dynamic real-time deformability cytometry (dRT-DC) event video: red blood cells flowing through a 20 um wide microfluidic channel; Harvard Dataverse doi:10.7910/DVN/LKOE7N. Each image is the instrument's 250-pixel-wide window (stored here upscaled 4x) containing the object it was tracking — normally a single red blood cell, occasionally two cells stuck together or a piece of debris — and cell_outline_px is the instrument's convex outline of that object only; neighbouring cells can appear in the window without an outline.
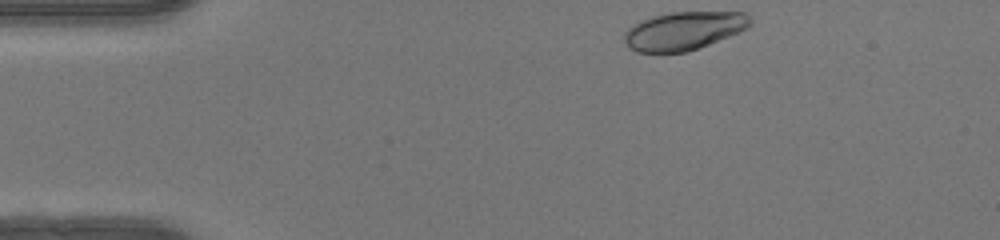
{"species": "human", "species_latin": "Homo sapiens", "temperature_condition": "warm", "stored_images_in_passage": 37, "camera_frame_rate_fps": 3000, "um_per_image_px": 0.085, "donor": {"sex": "female"}, "frame": {"image": 1, "passage_image": 1, "time_ms": 0.0, "image_size_px": [1000, 240], "cell_outline_px": [[752, 24], [748, 28], [740, 32], [688, 52], [636, 52], [628, 48], [624, 44], [624, 32], [632, 24], [640, 20], [652, 16], [668, 12], [744, 12], [752, 20]], "centroid_in_image_um": [58.09, 2.61], "position_along_channel_um": 26.9, "area_um2": 28.44}}
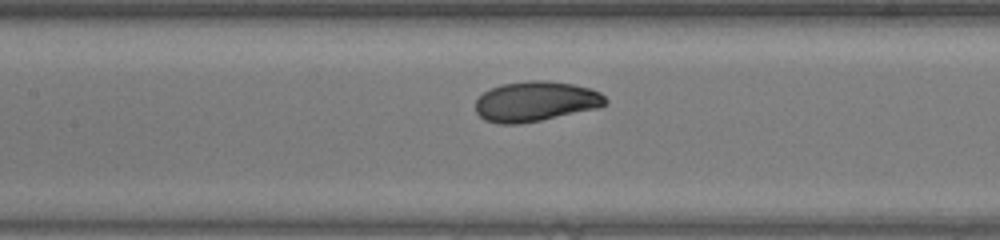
{"frame": {"image": 2, "passage_image": 16, "time_ms": 5.0, "image_size_px": [1000, 240], "cell_outline_px": [[608, 104], [600, 108], [520, 124], [500, 124], [484, 120], [476, 112], [476, 100], [484, 92], [500, 84], [532, 80], [544, 80], [572, 84], [592, 88], [600, 92], [608, 100]], "centroid_in_image_um": [45.56, 8.62], "position_along_channel_um": 161.8, "area_um2": 30.52}}
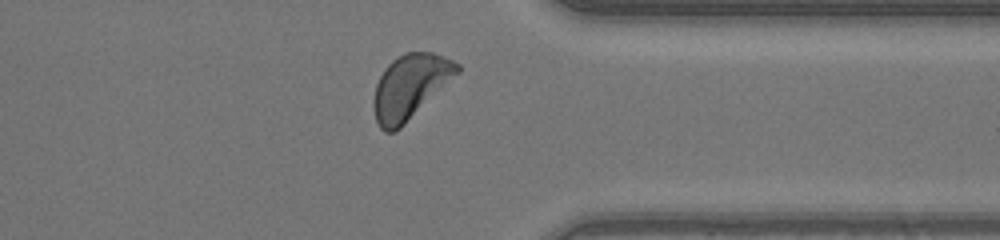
{"frame": {"image": 3, "passage_image": 32, "time_ms": 10.333, "image_size_px": [1000, 240], "cell_outline_px": [[460, 72], [400, 128], [392, 132], [384, 132], [380, 128], [376, 120], [372, 108], [372, 100], [376, 84], [384, 68], [392, 60], [404, 52], [432, 52], [452, 60], [460, 64]], "centroid_in_image_um": [34.83, 7.36], "position_along_channel_um": 376.6, "area_um2": 31.33}, "authors_computed_cell_mechanics": {"area_um2": 29.9404, "velocity_mm_per_s": 4.126, "shape_relaxation_time_tau1_ms": 2.8617, "shape_relaxation_time_tau2_ms": null, "deformation_change_tau1": 0.1286, "deformation_change_tau2": null}}